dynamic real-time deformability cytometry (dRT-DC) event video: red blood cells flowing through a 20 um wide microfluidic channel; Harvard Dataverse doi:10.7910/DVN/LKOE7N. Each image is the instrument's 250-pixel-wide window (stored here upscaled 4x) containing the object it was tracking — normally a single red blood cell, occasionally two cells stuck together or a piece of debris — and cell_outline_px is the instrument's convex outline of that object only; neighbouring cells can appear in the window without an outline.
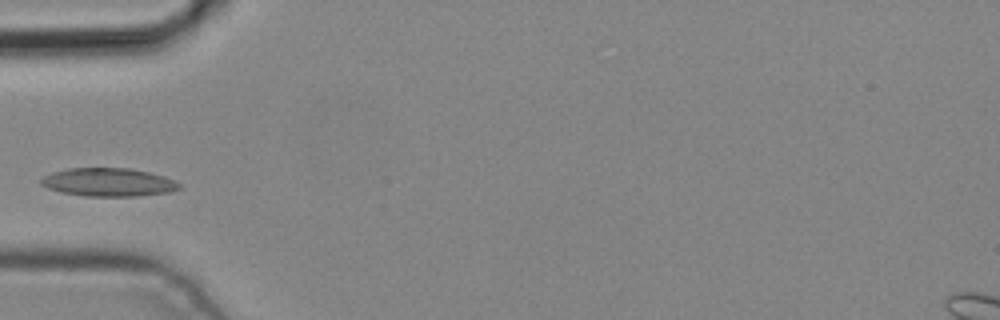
{"species": "common noctule bat (a hibernating species)", "species_latin": "Nyctalus noctula", "temperature_condition": "cold", "stored_images_in_passage": 3, "camera_frame_rate_fps": 3000, "um_per_image_px": 0.085, "animal": {"sex": "male", "body_mass_g": 19.2, "forearm_length_mm": 51.8}, "frame": {"image": 1, "passage_image": 3, "time_ms": 0.667, "image_size_px": [1000, 320], "cell_outline_px": [[180, 188], [168, 192], [136, 196], [84, 196], [60, 192], [48, 188], [40, 184], [40, 180], [44, 176], [52, 172], [68, 168], [132, 168], [164, 176], [180, 184]], "centroid_in_image_um": [9.17, 15.48], "position_along_channel_um": 75.8, "area_um2": 22.72}}